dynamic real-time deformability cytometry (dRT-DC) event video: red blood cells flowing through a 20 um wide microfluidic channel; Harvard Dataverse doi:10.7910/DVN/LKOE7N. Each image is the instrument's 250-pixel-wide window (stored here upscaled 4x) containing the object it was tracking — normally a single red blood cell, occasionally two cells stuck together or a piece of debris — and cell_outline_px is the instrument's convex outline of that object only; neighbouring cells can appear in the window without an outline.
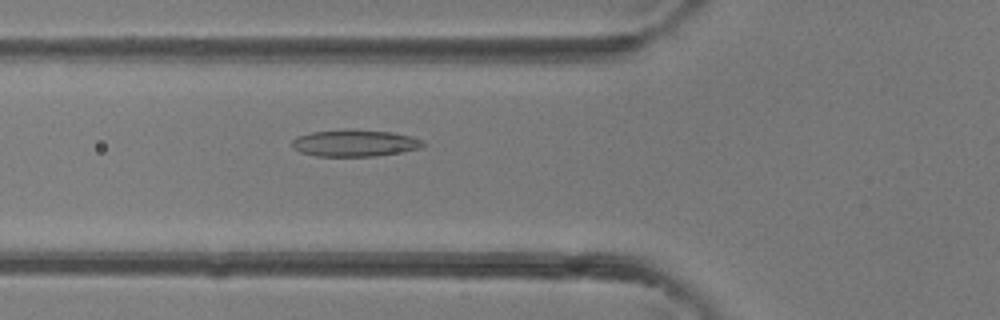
{"species": "common noctule bat (a hibernating species)", "species_latin": "Nyctalus noctula", "temperature_condition": "room temperature", "stored_images_in_passage": 41, "camera_frame_rate_fps": 3000, "um_per_image_px": 0.085, "animal": {"sex": "female"}, "frame": {"image": 1, "passage_image": 15, "time_ms": 4.667, "image_size_px": [1000, 320], "cell_outline_px": [[424, 144], [420, 148], [404, 152], [376, 156], [316, 156], [300, 152], [292, 148], [292, 140], [296, 136], [312, 132], [344, 128], [352, 128], [392, 132], [412, 136], [424, 140]], "centroid_in_image_um": [30.15, 12.15], "position_along_channel_um": 95.6, "area_um2": 20.98}}
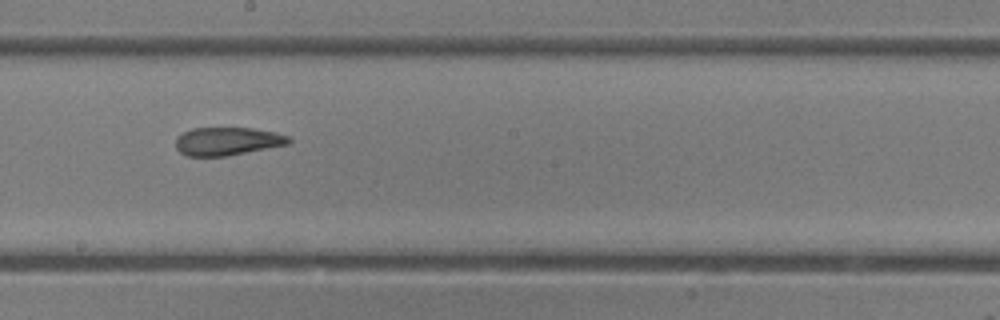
{"frame": {"image": 2, "passage_image": 23, "time_ms": 7.333, "image_size_px": [1000, 320], "cell_outline_px": [[292, 140], [288, 144], [228, 156], [188, 156], [180, 152], [176, 148], [176, 136], [192, 128], [252, 128], [276, 132], [288, 136]], "centroid_in_image_um": [19.32, 12.0], "position_along_channel_um": 228.9, "area_um2": 18.55}}
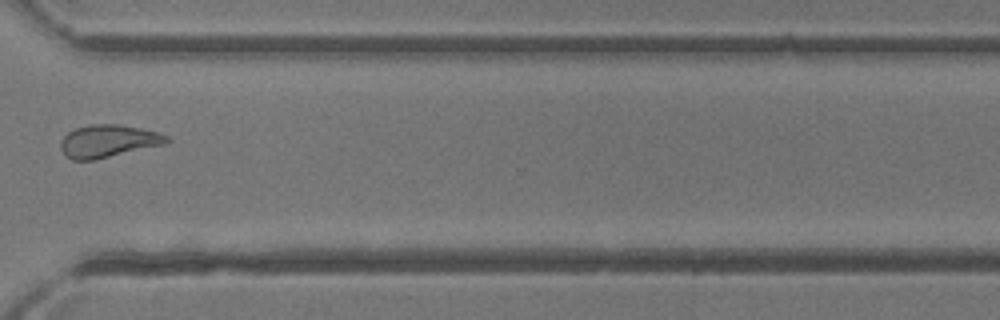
{"frame": {"image": 3, "passage_image": 31, "time_ms": 10.0, "image_size_px": [1000, 320], "cell_outline_px": [[172, 140], [168, 144], [96, 160], [72, 160], [64, 156], [60, 148], [60, 140], [68, 132], [76, 128], [88, 124], [120, 124], [140, 128], [156, 132], [168, 136]], "centroid_in_image_um": [9.21, 12.01], "position_along_channel_um": 361.4, "area_um2": 20.63}}